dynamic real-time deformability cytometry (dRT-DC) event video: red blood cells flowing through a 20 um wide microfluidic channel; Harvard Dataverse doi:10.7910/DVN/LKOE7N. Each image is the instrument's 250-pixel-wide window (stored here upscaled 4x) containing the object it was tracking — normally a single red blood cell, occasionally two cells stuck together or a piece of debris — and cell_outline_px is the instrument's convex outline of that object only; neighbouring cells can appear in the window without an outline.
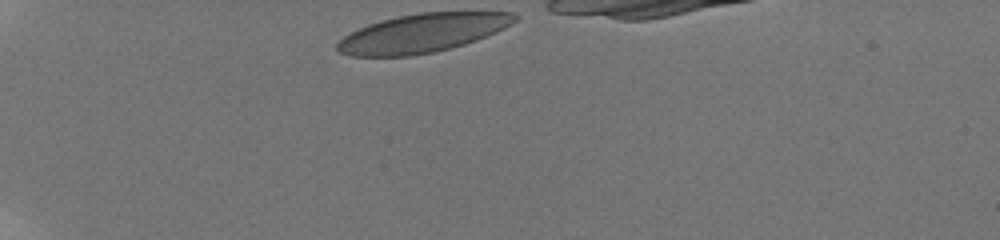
{"species": "human", "species_latin": "Homo sapiens", "temperature_condition": "room temperature", "stored_images_in_passage": 50, "camera_frame_rate_fps": 3000, "um_per_image_px": 0.085, "donor": {"sex": "male"}, "frame": {"image": 1, "passage_image": 1, "time_ms": 0.0, "image_size_px": [1000, 240], "cell_outline_px": [[520, 16], [512, 24], [496, 32], [476, 40], [464, 44], [432, 52], [412, 56], [352, 56], [340, 52], [336, 48], [336, 44], [344, 36], [368, 24], [396, 16], [420, 12], [512, 12]], "centroid_in_image_um": [35.92, 2.8], "position_along_channel_um": 49.1, "area_um2": 39.77}}
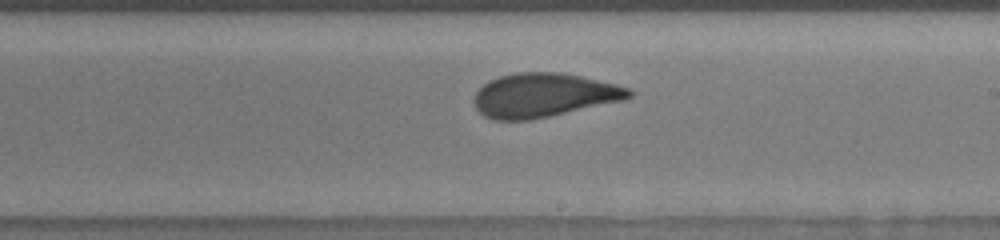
{"frame": {"image": 2, "passage_image": 27, "time_ms": 6.333, "image_size_px": [1000, 240], "cell_outline_px": [[636, 92], [632, 96], [624, 100], [548, 116], [528, 120], [496, 120], [484, 116], [476, 108], [472, 100], [476, 92], [488, 80], [500, 76], [516, 72], [560, 72], [580, 76], [616, 84], [628, 88]], "centroid_in_image_um": [46.2, 8.08], "position_along_channel_um": 242.8, "area_um2": 39.59}}
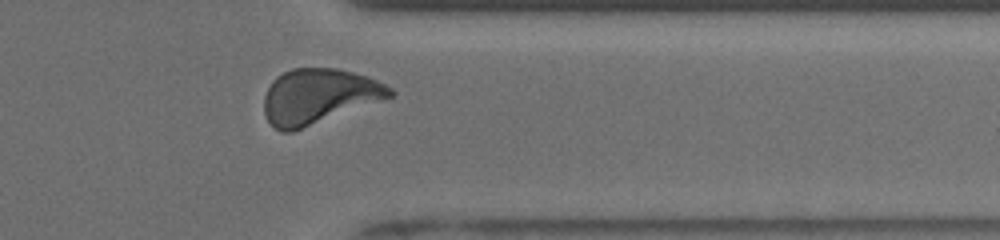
{"frame": {"image": 3, "passage_image": 43, "time_ms": 10.0, "image_size_px": [1000, 240], "cell_outline_px": [[396, 92], [392, 96], [292, 132], [280, 132], [268, 120], [264, 112], [264, 96], [272, 80], [276, 76], [292, 68], [336, 68], [368, 76], [392, 88]], "centroid_in_image_um": [27.07, 8.17], "position_along_channel_um": 384.3, "area_um2": 40.06}, "authors_computed_cell_mechanics": {"area_um2": 40.0554, "velocity_mm_per_s": 3.8656, "shape_relaxation_time_tau1_ms": 4.2777, "shape_relaxation_time_tau2_ms": 0.893, "deformation_change_tau1": 0.1556, "deformation_change_tau2": 0.0632}}